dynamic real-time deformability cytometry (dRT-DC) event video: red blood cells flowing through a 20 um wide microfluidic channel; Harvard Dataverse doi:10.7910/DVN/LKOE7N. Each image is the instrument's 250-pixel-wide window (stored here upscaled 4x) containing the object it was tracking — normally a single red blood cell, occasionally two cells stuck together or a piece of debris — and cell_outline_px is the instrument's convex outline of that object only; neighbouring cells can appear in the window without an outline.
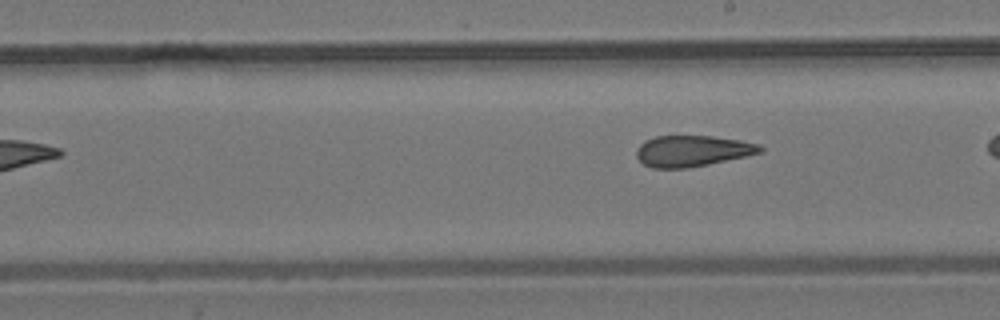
{"species": "common noctule bat (a hibernating species)", "species_latin": "Nyctalus noctula", "temperature_condition": "room temperature", "stored_images_in_passage": 7, "camera_frame_rate_fps": 3000, "um_per_image_px": 0.085, "animal": {"sex": "male", "body_mass_g": 19.2, "forearm_length_mm": 51.8}, "frame": {"image": 1, "passage_image": 7, "time_ms": 7.0, "image_size_px": [1000, 320], "cell_outline_px": [[764, 152], [708, 164], [684, 168], [652, 168], [644, 164], [636, 156], [636, 148], [644, 140], [656, 136], [712, 136], [740, 140], [760, 144], [764, 148]], "centroid_in_image_um": [58.85, 12.82], "position_along_channel_um": 230.2, "area_um2": 22.43}}